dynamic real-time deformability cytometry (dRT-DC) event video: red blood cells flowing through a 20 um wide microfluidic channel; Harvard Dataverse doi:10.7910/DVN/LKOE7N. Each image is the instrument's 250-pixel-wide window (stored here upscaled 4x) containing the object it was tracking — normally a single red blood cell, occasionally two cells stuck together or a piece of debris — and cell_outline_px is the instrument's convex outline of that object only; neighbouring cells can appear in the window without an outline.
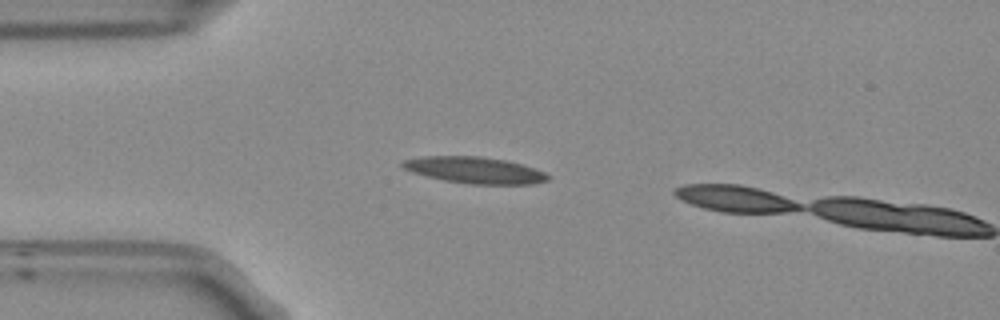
{"species": "Egyptian fruit bat (a non-hibernating species)", "species_latin": "Rousettus aegyptiacus", "temperature_condition": "room temperature", "stored_images_in_passage": 11, "camera_frame_rate_fps": 3000, "um_per_image_px": 0.085, "frame": {"image": 1, "passage_image": 10, "time_ms": 3.0, "image_size_px": [1000, 320], "cell_outline_px": [[552, 176], [548, 180], [532, 184], [472, 184], [444, 180], [412, 172], [404, 168], [400, 164], [404, 160], [424, 156], [480, 156], [504, 160], [520, 164], [544, 172]], "centroid_in_image_um": [40.36, 14.46], "position_along_channel_um": 44.6, "area_um2": 22.14}}